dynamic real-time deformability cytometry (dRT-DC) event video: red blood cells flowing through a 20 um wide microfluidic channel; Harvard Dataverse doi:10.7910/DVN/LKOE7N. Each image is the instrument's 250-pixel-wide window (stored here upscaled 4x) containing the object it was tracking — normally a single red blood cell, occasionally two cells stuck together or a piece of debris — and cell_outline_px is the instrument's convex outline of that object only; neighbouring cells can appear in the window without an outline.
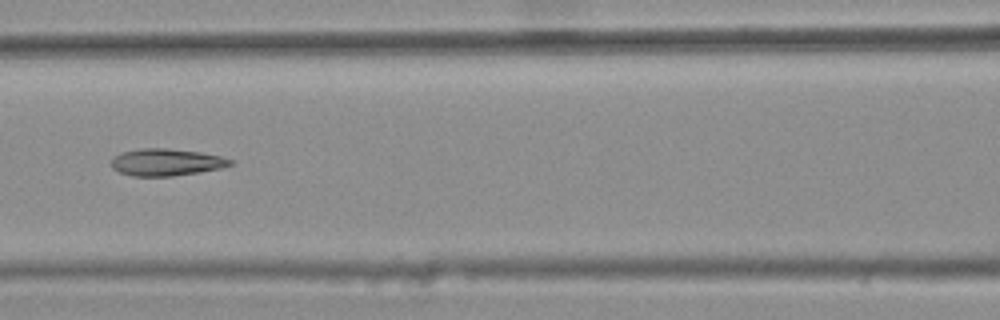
{"species": "common noctule bat (a hibernating species)", "species_latin": "Nyctalus noctula", "temperature_condition": "warm", "stored_images_in_passage": 9, "camera_frame_rate_fps": 3000, "um_per_image_px": 0.085, "animal": {"sex": "female", "body_mass_g": 25.1}, "frame": {"image": 1, "passage_image": 6, "time_ms": 1.667, "image_size_px": [1000, 320], "cell_outline_px": [[232, 164], [220, 168], [200, 172], [172, 176], [132, 176], [120, 172], [112, 168], [112, 156], [120, 152], [140, 148], [168, 148], [200, 152], [220, 156], [232, 160]], "centroid_in_image_um": [14.09, 13.78], "position_along_channel_um": 152.5, "area_um2": 18.79}}
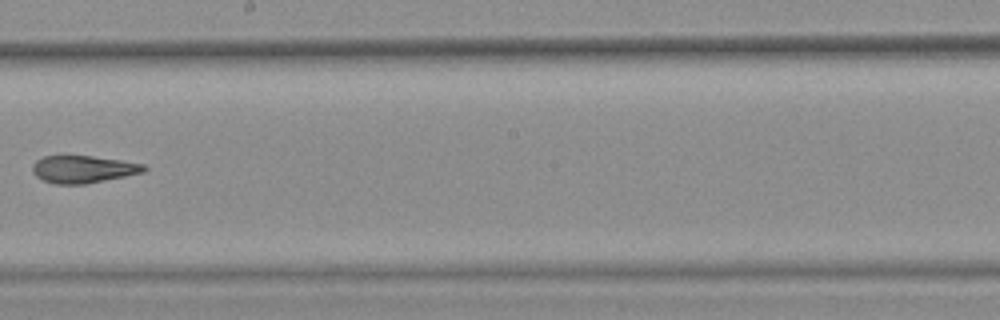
{"frame": {"image": 2, "passage_image": 8, "time_ms": 2.333, "image_size_px": [1000, 320], "cell_outline_px": [[148, 168], [144, 172], [84, 184], [56, 184], [44, 180], [36, 176], [32, 172], [32, 164], [36, 160], [44, 156], [64, 152], [120, 160], [144, 164]], "centroid_in_image_um": [7.0, 14.33], "position_along_channel_um": 241.2, "area_um2": 18.32}}
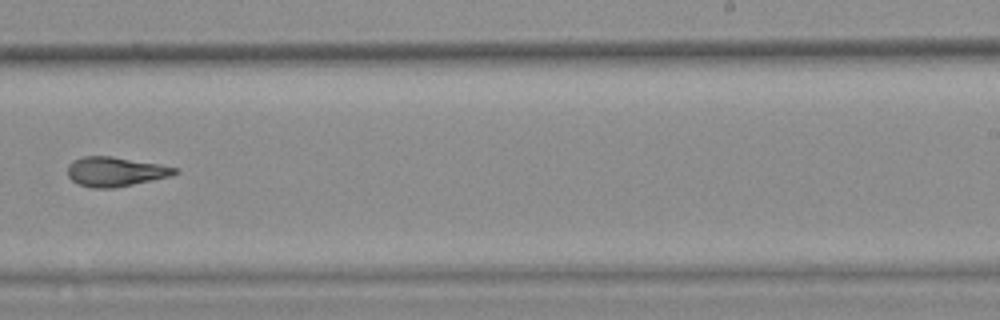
{"frame": {"image": 3, "passage_image": 9, "time_ms": 2.667, "image_size_px": [1000, 320], "cell_outline_px": [[180, 172], [172, 176], [112, 188], [92, 188], [80, 184], [72, 180], [68, 176], [68, 164], [72, 160], [84, 156], [112, 156], [160, 164], [180, 168]], "centroid_in_image_um": [9.84, 14.58], "position_along_channel_um": 279.2, "area_um2": 18.5}}